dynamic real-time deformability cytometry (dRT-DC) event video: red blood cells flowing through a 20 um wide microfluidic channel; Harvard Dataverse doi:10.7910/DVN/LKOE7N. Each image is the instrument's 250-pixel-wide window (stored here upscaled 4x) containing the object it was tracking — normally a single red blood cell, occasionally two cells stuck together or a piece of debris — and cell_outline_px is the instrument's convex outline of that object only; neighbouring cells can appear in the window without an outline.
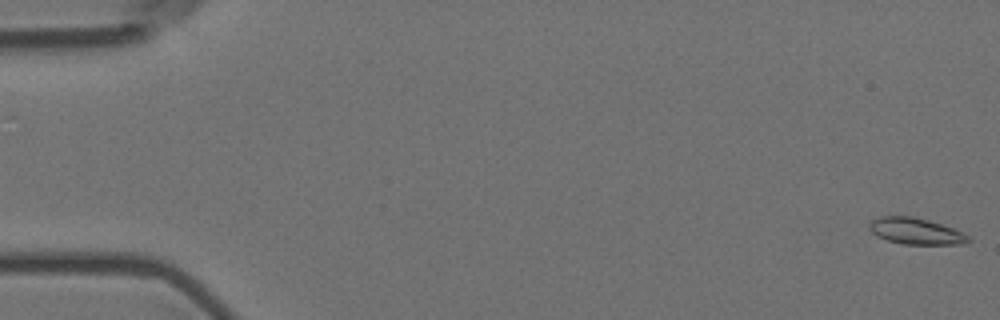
{"species": "Egyptian fruit bat (a non-hibernating species)", "species_latin": "Rousettus aegyptiacus", "temperature_condition": "room temperature", "stored_images_in_passage": 58, "camera_frame_rate_fps": 3000, "um_per_image_px": 0.085, "animal": {"sex": "female"}, "frame": {"image": 1, "passage_image": 1, "time_ms": 0.0, "image_size_px": [1000, 320], "cell_outline_px": [[972, 240], [964, 244], [904, 244], [888, 240], [876, 236], [868, 228], [868, 224], [876, 216], [916, 216], [964, 232], [972, 236]], "centroid_in_image_um": [77.86, 19.64], "position_along_channel_um": 7.1, "area_um2": 15.43}}
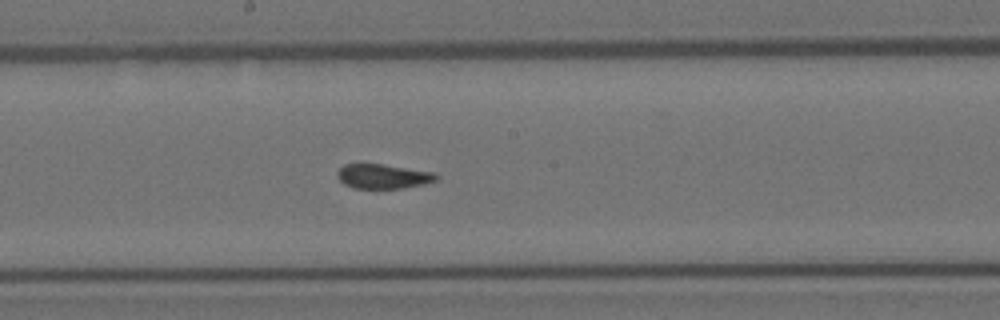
{"frame": {"image": 2, "passage_image": 31, "time_ms": 10.0, "image_size_px": [1000, 320], "cell_outline_px": [[440, 176], [436, 180], [424, 184], [400, 188], [356, 188], [344, 184], [336, 176], [336, 172], [344, 164], [380, 164], [436, 172]], "centroid_in_image_um": [32.57, 14.98], "position_along_channel_um": 215.6, "area_um2": 14.1}}
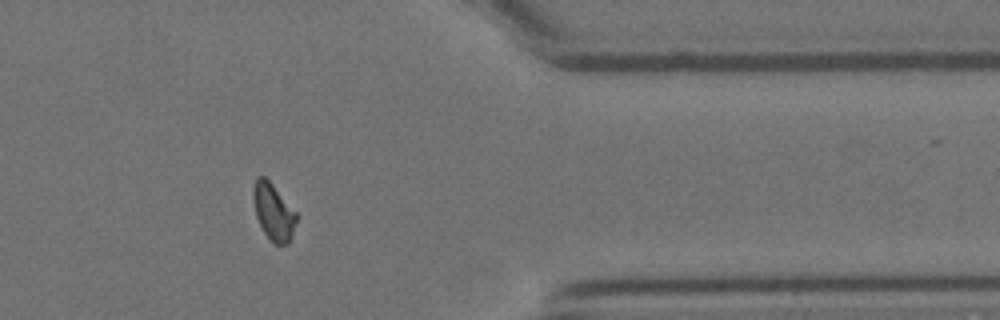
{"frame": {"image": 3, "passage_image": 47, "time_ms": 15.333, "image_size_px": [1000, 320], "cell_outline_px": [[296, 220], [288, 244], [272, 244], [264, 232], [256, 216], [252, 196], [252, 188], [256, 176], [264, 176], [272, 184], [296, 212]], "centroid_in_image_um": [23.2, 17.99], "position_along_channel_um": 388.2, "area_um2": 14.1}}